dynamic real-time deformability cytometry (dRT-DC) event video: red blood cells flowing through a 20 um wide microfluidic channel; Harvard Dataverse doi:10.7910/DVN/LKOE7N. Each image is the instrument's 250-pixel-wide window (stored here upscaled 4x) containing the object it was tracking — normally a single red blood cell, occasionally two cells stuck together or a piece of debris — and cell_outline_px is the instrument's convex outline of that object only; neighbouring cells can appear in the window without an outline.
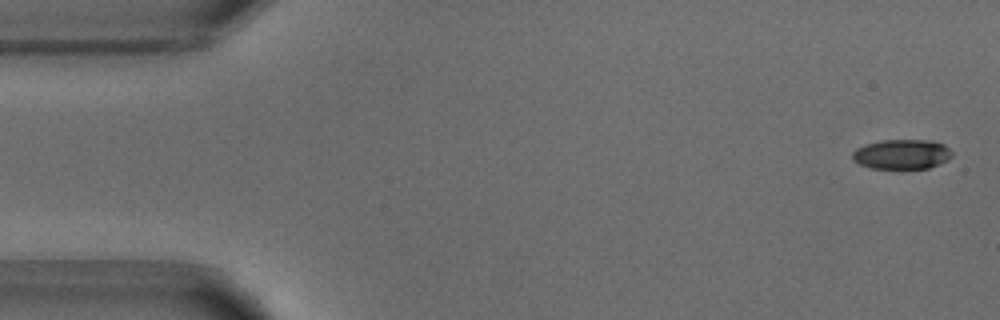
{"species": "common noctule bat (a hibernating species)", "species_latin": "Nyctalus noctula", "temperature_condition": "warm", "stored_images_in_passage": 5, "camera_frame_rate_fps": 3000, "um_per_image_px": 0.085, "animal": {"sex": "male", "body_mass_g": 18.8}, "frame": {"image": 1, "passage_image": 2, "time_ms": 0.333, "image_size_px": [1000, 320], "cell_outline_px": [[952, 156], [948, 160], [940, 164], [928, 168], [872, 168], [860, 164], [852, 160], [852, 152], [856, 148], [880, 140], [932, 140], [944, 144], [952, 152]], "centroid_in_image_um": [76.67, 13.1], "position_along_channel_um": 8.3, "area_um2": 17.28}}